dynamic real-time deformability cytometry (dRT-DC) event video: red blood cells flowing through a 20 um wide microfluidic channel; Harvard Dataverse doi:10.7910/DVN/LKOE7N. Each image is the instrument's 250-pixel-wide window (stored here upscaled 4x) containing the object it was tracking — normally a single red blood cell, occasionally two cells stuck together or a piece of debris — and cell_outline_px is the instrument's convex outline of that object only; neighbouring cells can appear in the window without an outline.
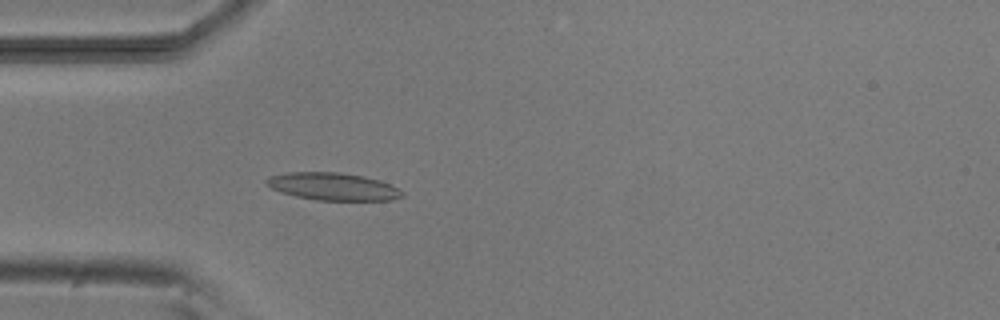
{"species": "common noctule bat (a hibernating species)", "species_latin": "Nyctalus noctula", "temperature_condition": "room temperature", "stored_images_in_passage": 5, "camera_frame_rate_fps": 3000, "um_per_image_px": 0.085, "animal": {"sex": "male", "body_mass_g": 20.5, "forearm_length_mm": 52.5}, "frame": {"image": 1, "passage_image": 5, "time_ms": 4.667, "image_size_px": [1000, 320], "cell_outline_px": [[404, 196], [392, 200], [316, 200], [296, 196], [280, 192], [272, 188], [264, 180], [268, 176], [288, 172], [340, 172], [364, 176], [380, 180], [404, 192]], "centroid_in_image_um": [28.29, 15.85], "position_along_channel_um": 56.7, "area_um2": 21.73}}